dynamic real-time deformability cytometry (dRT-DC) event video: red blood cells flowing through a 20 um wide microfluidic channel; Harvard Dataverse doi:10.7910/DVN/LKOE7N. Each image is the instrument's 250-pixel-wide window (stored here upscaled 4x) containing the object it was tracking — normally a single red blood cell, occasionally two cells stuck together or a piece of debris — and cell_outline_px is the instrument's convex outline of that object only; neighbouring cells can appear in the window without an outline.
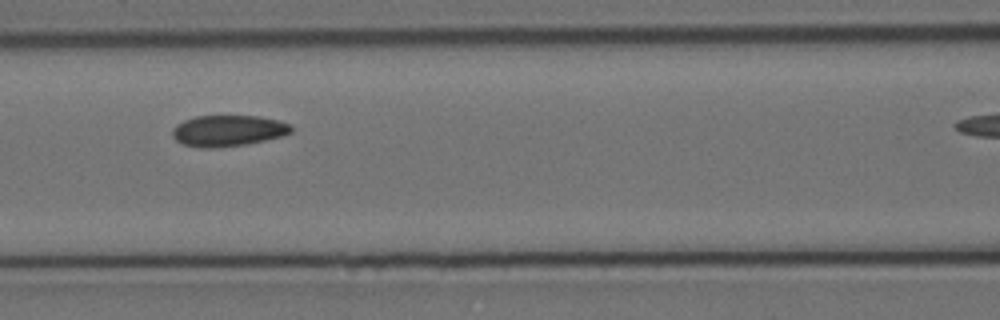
{"species": "Egyptian fruit bat (a non-hibernating species)", "species_latin": "Rousettus aegyptiacus", "temperature_condition": "cold", "stored_images_in_passage": 9, "camera_frame_rate_fps": 3000, "um_per_image_px": 0.085, "animal": {"sex": "female"}, "frame": {"image": 1, "passage_image": 4, "time_ms": 1.0, "image_size_px": [1000, 320], "cell_outline_px": [[292, 132], [284, 136], [244, 144], [208, 148], [204, 148], [184, 144], [176, 140], [172, 136], [172, 128], [176, 124], [184, 120], [196, 116], [260, 116], [280, 120], [292, 124]], "centroid_in_image_um": [19.41, 11.09], "position_along_channel_um": 147.2, "area_um2": 21.56}}
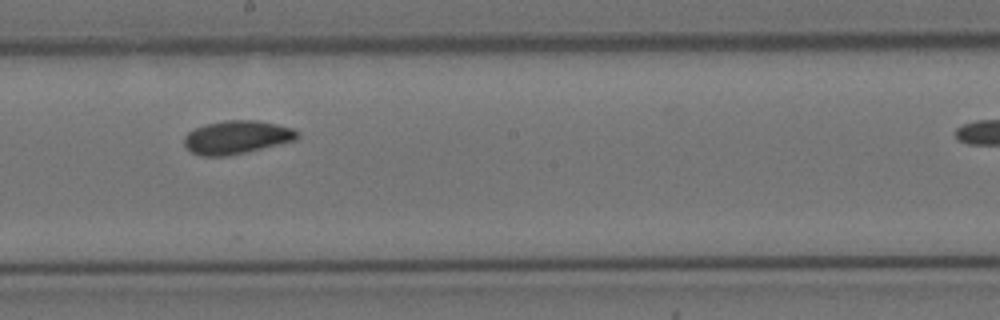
{"frame": {"image": 2, "passage_image": 6, "time_ms": 1.667, "image_size_px": [1000, 320], "cell_outline_px": [[300, 136], [296, 140], [228, 156], [200, 156], [192, 152], [184, 144], [184, 136], [188, 132], [204, 124], [224, 120], [256, 120], [276, 124], [292, 128], [300, 132]], "centroid_in_image_um": [20.12, 11.66], "position_along_channel_um": 228.1, "area_um2": 21.96}}
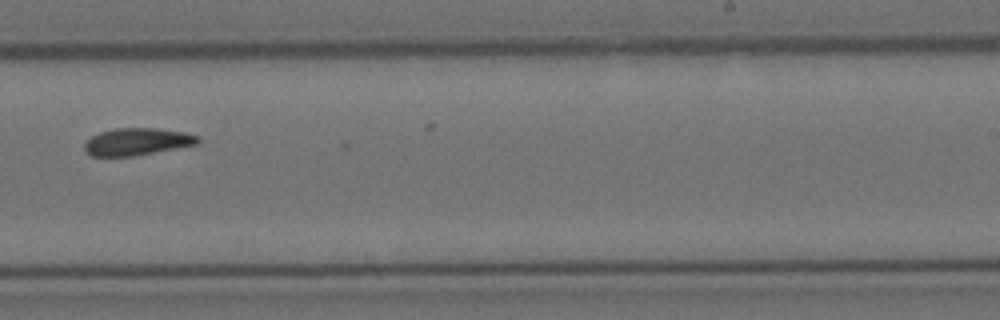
{"frame": {"image": 3, "passage_image": 8, "time_ms": 2.333, "image_size_px": [1000, 320], "cell_outline_px": [[200, 144], [132, 156], [92, 156], [84, 148], [84, 144], [92, 136], [100, 132], [116, 128], [156, 128], [184, 132], [200, 136]], "centroid_in_image_um": [11.7, 12.04], "position_along_channel_um": 277.3, "area_um2": 17.92}}